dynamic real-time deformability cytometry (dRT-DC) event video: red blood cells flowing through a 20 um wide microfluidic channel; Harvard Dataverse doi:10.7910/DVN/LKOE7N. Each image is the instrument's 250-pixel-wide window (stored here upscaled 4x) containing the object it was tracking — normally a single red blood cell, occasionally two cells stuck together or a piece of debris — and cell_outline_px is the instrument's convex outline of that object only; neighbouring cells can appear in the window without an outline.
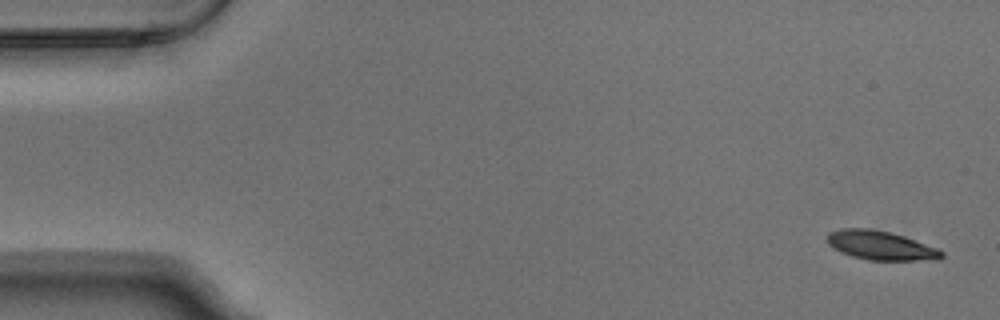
{"species": "Egyptian fruit bat (a non-hibernating species)", "species_latin": "Rousettus aegyptiacus", "temperature_condition": "warm", "stored_images_in_passage": 5, "segment_of_instrument_passage": [1, 2], "camera_frame_rate_fps": 3000, "um_per_image_px": 0.085, "animal": {"sex": "male"}, "frame": {"image": 1, "passage_image": 1, "time_ms": 0.0, "image_size_px": [1000, 320], "cell_outline_px": [[944, 256], [940, 260], [868, 260], [852, 256], [840, 252], [828, 244], [828, 232], [840, 228], [872, 228], [892, 232], [940, 248], [944, 252]], "centroid_in_image_um": [74.91, 20.86], "position_along_channel_um": 10.1, "area_um2": 19.71}}
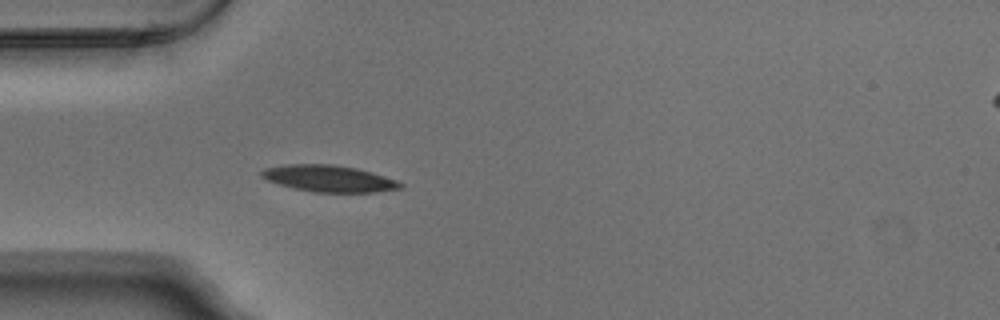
{"frame": {"image": 2, "passage_image": 4, "time_ms": 1.0, "image_size_px": [1000, 320], "cell_outline_px": [[404, 188], [376, 192], [316, 192], [296, 188], [280, 184], [268, 180], [260, 176], [260, 172], [264, 168], [284, 164], [336, 164], [356, 168], [372, 172], [396, 180], [404, 184]], "centroid_in_image_um": [27.98, 15.16], "position_along_channel_um": 57.0, "area_um2": 21.5}}